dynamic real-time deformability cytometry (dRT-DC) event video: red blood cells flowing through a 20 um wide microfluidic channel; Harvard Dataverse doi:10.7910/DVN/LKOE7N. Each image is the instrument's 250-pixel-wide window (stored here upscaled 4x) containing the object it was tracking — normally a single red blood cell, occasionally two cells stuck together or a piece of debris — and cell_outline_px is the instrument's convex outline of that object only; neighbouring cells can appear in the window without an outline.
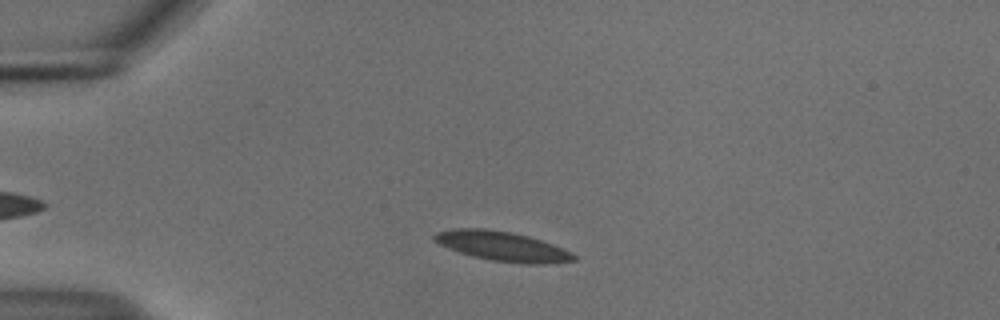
{"species": "common noctule bat (a hibernating species)", "species_latin": "Nyctalus noctula", "temperature_condition": "cold", "stored_images_in_passage": 41, "camera_frame_rate_fps": 3000, "um_per_image_px": 0.085, "animal": {"sex": "male", "body_mass_g": 18.8}, "frame": {"image": 1, "passage_image": 5, "time_ms": 1.333, "image_size_px": [1000, 320], "cell_outline_px": [[576, 260], [544, 264], [524, 264], [492, 260], [472, 256], [448, 248], [432, 240], [432, 236], [436, 232], [456, 228], [484, 228], [512, 232], [528, 236], [552, 244], [572, 252], [576, 256]], "centroid_in_image_um": [42.68, 20.93], "position_along_channel_um": 42.3, "area_um2": 23.99}}
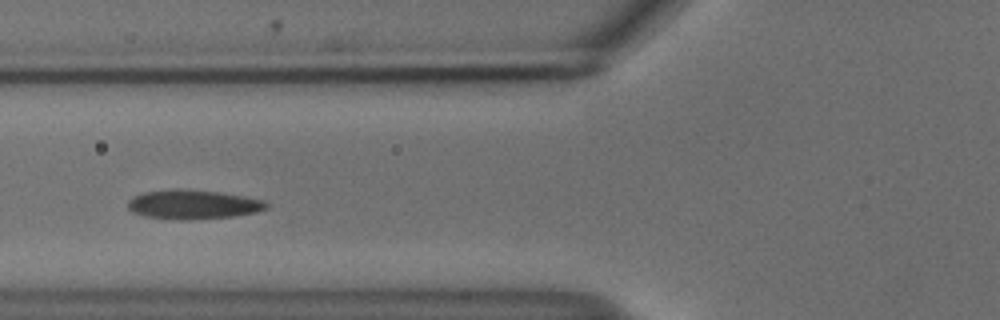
{"frame": {"image": 2, "passage_image": 13, "time_ms": 4.0, "image_size_px": [1000, 320], "cell_outline_px": [[268, 208], [256, 212], [232, 216], [188, 220], [176, 220], [144, 216], [132, 212], [128, 208], [128, 200], [132, 196], [144, 192], [172, 188], [180, 188], [220, 192], [244, 196], [264, 200], [268, 204]], "centroid_in_image_um": [16.37, 17.37], "position_along_channel_um": 109.4, "area_um2": 23.87}}
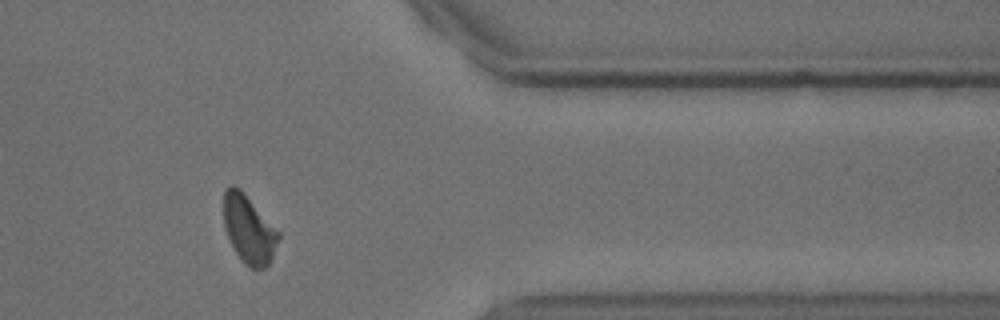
{"frame": {"image": 3, "passage_image": 37, "time_ms": 12.0, "image_size_px": [1000, 320], "cell_outline_px": [[280, 236], [272, 260], [264, 268], [252, 268], [244, 264], [236, 252], [228, 236], [224, 224], [224, 192], [232, 184], [236, 184], [240, 188], [280, 232]], "centroid_in_image_um": [21.17, 19.48], "position_along_channel_um": 390.2, "area_um2": 21.62}, "authors_computed_cell_mechanics": {"area_um2": 23.5246, "velocity_mm_per_s": 3.6917, "shape_relaxation_time_tau1_ms": 3.3557, "shape_relaxation_time_tau2_ms": 1.7126, "deformation_change_tau1": 0.138, "deformation_change_tau2": 0.0653}}